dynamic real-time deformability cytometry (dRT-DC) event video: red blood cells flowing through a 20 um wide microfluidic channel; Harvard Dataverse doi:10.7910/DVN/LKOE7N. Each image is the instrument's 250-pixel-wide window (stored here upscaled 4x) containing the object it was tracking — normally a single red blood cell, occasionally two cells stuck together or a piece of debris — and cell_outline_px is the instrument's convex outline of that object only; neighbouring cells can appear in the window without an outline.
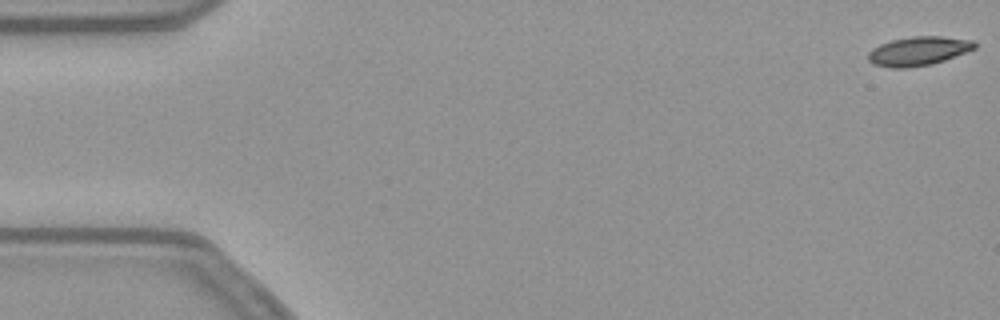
{"species": "common noctule bat (a hibernating species)", "species_latin": "Nyctalus noctula", "temperature_condition": "warm", "stored_images_in_passage": 15, "camera_frame_rate_fps": 3000, "um_per_image_px": 0.085, "animal": {"sex": "female", "body_mass_g": 21.9}, "frame": {"image": 1, "passage_image": 1, "time_ms": 0.0, "image_size_px": [1000, 320], "cell_outline_px": [[976, 48], [944, 60], [932, 64], [904, 68], [892, 68], [872, 64], [868, 60], [868, 52], [872, 48], [880, 44], [892, 40], [912, 36], [940, 36], [972, 40], [976, 44]], "centroid_in_image_um": [78.03, 4.34], "position_along_channel_um": 7.0, "area_um2": 17.92}}
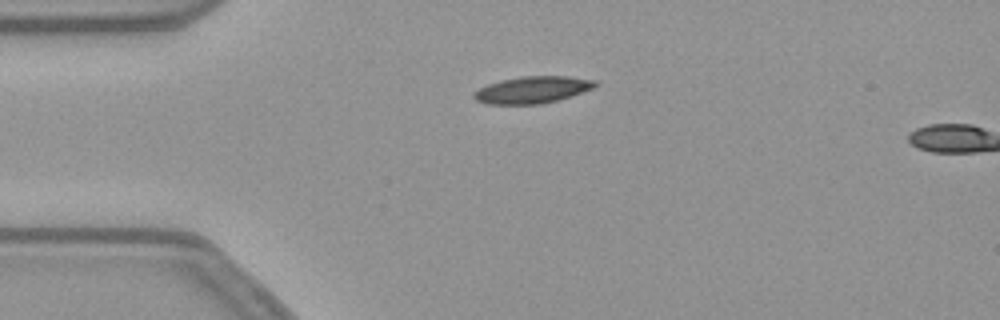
{"frame": {"image": 2, "passage_image": 13, "time_ms": 4.0, "image_size_px": [1000, 320], "cell_outline_px": [[596, 84], [592, 88], [560, 100], [540, 104], [488, 104], [476, 100], [472, 96], [472, 92], [488, 84], [500, 80], [524, 76], [568, 76], [596, 80]], "centroid_in_image_um": [45.23, 7.63], "position_along_channel_um": 39.8, "area_um2": 18.96}}